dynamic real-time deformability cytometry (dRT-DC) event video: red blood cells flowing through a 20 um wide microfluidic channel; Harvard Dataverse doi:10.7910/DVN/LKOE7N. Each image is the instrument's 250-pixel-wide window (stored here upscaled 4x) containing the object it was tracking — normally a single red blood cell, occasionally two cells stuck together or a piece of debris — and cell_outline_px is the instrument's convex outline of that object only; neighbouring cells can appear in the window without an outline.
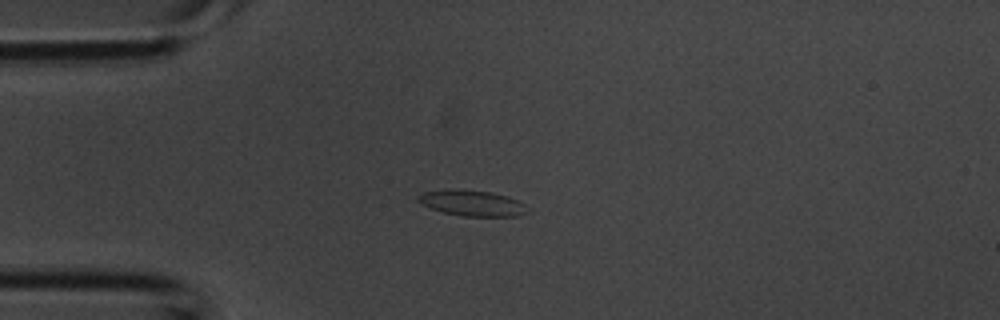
{"species": "common noctule bat (a hibernating species)", "species_latin": "Nyctalus noctula", "temperature_condition": "room temperature", "stored_images_in_passage": 2, "camera_frame_rate_fps": 3000, "um_per_image_px": 0.085, "animal": {"sex": "male", "body_mass_g": 20.1, "forearm_length_mm": 53.5}, "frame": {"image": 1, "passage_image": 2, "time_ms": 0.333, "image_size_px": [1000, 320], "cell_outline_px": [[532, 212], [516, 216], [464, 216], [444, 212], [420, 204], [416, 200], [416, 196], [424, 192], [452, 188], [460, 188], [492, 192], [508, 196], [524, 204]], "centroid_in_image_um": [40.13, 17.25], "position_along_channel_um": 44.9, "area_um2": 16.7}}